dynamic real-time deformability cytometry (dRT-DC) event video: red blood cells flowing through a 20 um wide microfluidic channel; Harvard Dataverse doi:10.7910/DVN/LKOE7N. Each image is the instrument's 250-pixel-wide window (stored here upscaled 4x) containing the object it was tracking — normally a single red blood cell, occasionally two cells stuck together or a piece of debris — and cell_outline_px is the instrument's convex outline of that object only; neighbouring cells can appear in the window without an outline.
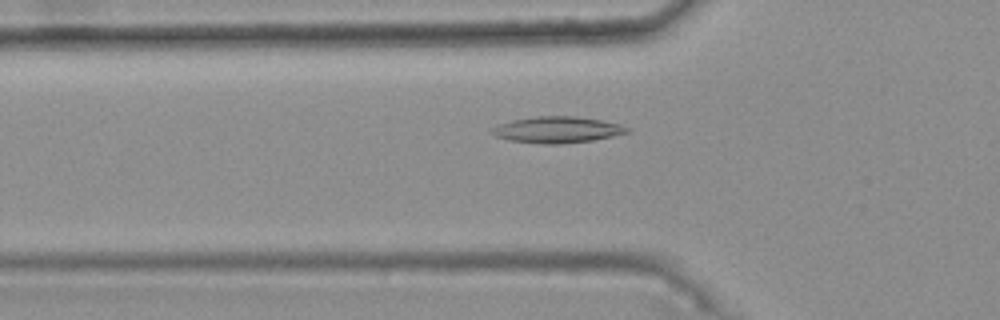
{"species": "common noctule bat (a hibernating species)", "species_latin": "Nyctalus noctula", "temperature_condition": "warm", "stored_images_in_passage": 49, "camera_frame_rate_fps": 3000, "um_per_image_px": 0.085, "animal": {"sex": "female", "body_mass_g": 25.1}, "frame": {"image": 1, "passage_image": 18, "time_ms": 5.667, "image_size_px": [1000, 320], "cell_outline_px": [[632, 132], [592, 140], [560, 144], [544, 144], [508, 140], [496, 136], [488, 132], [492, 128], [500, 124], [512, 120], [536, 116], [576, 116], [604, 120], [620, 124], [632, 128]], "centroid_in_image_um": [47.41, 11.02], "position_along_channel_um": 78.4, "area_um2": 20.92}}
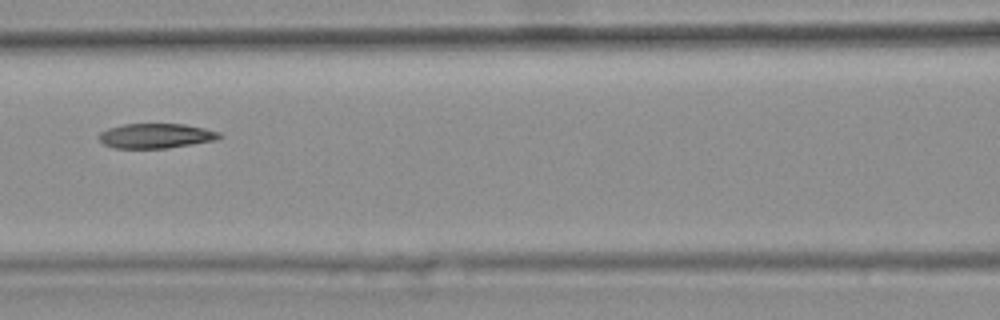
{"frame": {"image": 2, "passage_image": 24, "time_ms": 7.667, "image_size_px": [1000, 320], "cell_outline_px": [[224, 136], [216, 140], [168, 148], [112, 148], [104, 144], [96, 136], [100, 132], [108, 128], [124, 124], [184, 124], [204, 128], [220, 132]], "centroid_in_image_um": [13.24, 11.55], "position_along_channel_um": 153.4, "area_um2": 17.51}}
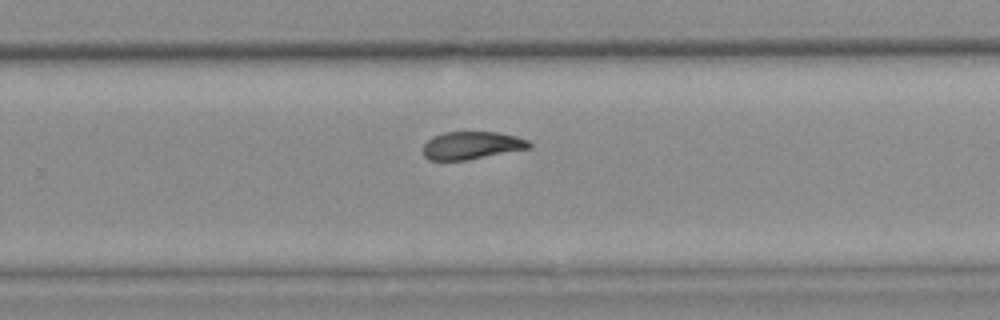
{"frame": {"image": 3, "passage_image": 35, "time_ms": 11.333, "image_size_px": [1000, 320], "cell_outline_px": [[532, 148], [468, 160], [428, 160], [424, 156], [424, 144], [432, 136], [444, 132], [496, 132], [516, 136], [528, 140], [532, 144]], "centroid_in_image_um": [40.12, 12.36], "position_along_channel_um": 289.7, "area_um2": 17.28}, "authors_computed_cell_mechanics": {"area_um2": 18.3226, "velocity_mm_per_s": 3.7336, "shape_relaxation_time_tau1_ms": null, "shape_relaxation_time_tau2_ms": 4.9109, "deformation_change_tau1": null, "deformation_change_tau2": 0.1059}}